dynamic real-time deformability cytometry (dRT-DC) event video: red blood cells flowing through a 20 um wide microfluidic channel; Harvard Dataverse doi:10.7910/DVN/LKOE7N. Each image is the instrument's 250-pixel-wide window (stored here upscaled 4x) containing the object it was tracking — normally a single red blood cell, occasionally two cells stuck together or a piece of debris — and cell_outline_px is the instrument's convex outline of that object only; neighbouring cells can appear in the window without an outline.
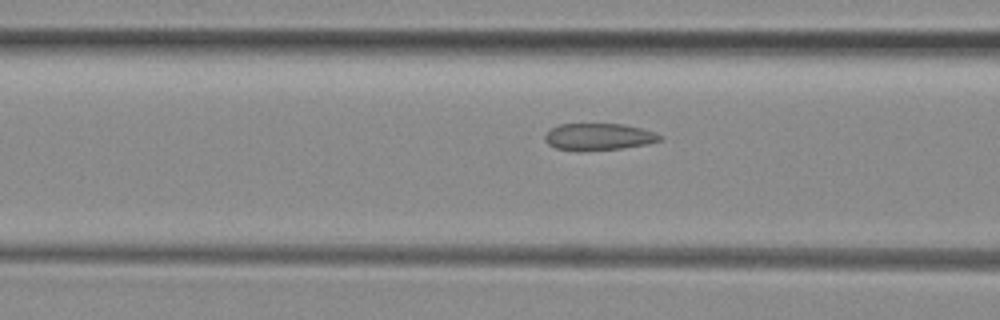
{"species": "common noctule bat (a hibernating species)", "species_latin": "Nyctalus noctula", "temperature_condition": "room temperature", "stored_images_in_passage": 36, "camera_frame_rate_fps": 3000, "um_per_image_px": 0.085, "animal": {"sex": "female", "body_mass_g": 29.2, "forearm_length_mm": 56.3}, "frame": {"image": 1, "passage_image": 14, "time_ms": 4.333, "image_size_px": [1000, 320], "cell_outline_px": [[664, 140], [624, 148], [580, 152], [576, 152], [556, 148], [548, 144], [544, 140], [544, 136], [552, 128], [560, 124], [624, 124], [656, 132], [664, 136]], "centroid_in_image_um": [50.9, 11.64], "position_along_channel_um": 115.7, "area_um2": 18.32}}
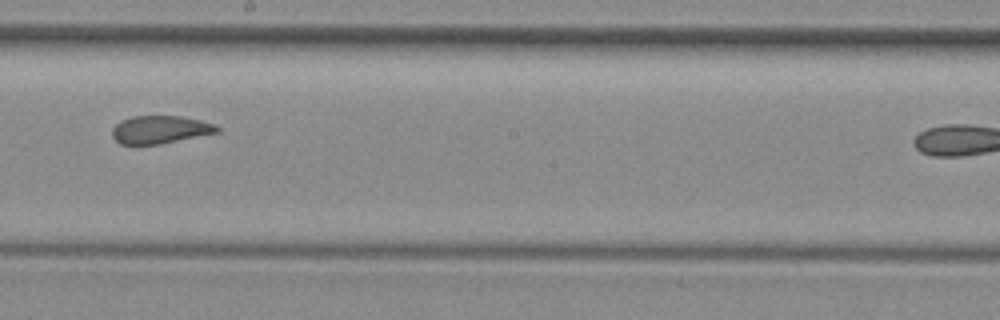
{"frame": {"image": 2, "passage_image": 23, "time_ms": 7.333, "image_size_px": [1000, 320], "cell_outline_px": [[220, 132], [160, 144], [120, 144], [112, 136], [112, 128], [120, 120], [132, 116], [180, 116], [200, 120], [216, 124], [220, 128]], "centroid_in_image_um": [13.62, 11.01], "position_along_channel_um": 234.6, "area_um2": 17.11}}
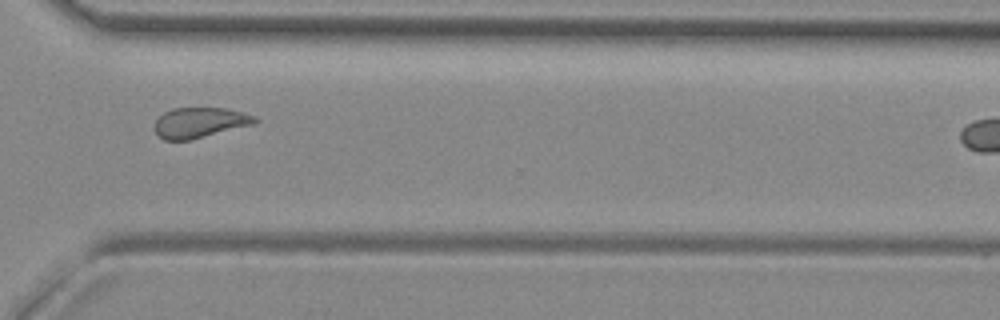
{"frame": {"image": 3, "passage_image": 32, "time_ms": 10.333, "image_size_px": [1000, 320], "cell_outline_px": [[260, 120], [256, 124], [192, 140], [164, 140], [156, 132], [156, 120], [164, 112], [172, 108], [228, 108], [244, 112], [256, 116]], "centroid_in_image_um": [17.07, 10.42], "position_along_channel_um": 353.5, "area_um2": 17.98}}